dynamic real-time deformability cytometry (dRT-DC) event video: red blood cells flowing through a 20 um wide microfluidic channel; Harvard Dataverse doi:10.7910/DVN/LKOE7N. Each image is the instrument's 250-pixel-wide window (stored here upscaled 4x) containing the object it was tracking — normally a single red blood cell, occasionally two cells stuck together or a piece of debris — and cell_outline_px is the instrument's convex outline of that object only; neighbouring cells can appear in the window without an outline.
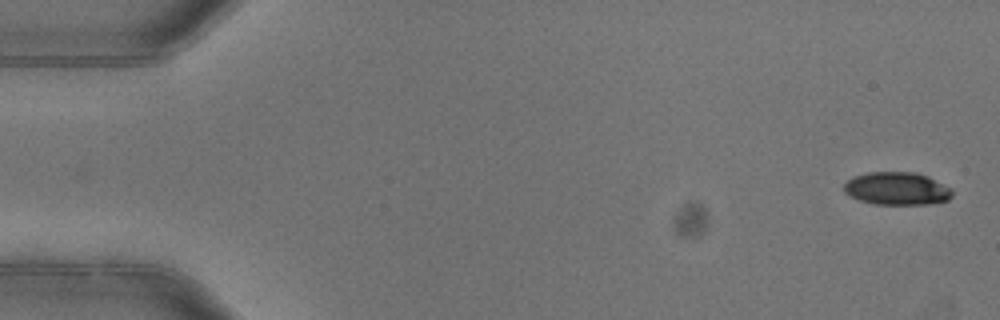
{"species": "common noctule bat (a hibernating species)", "species_latin": "Nyctalus noctula", "temperature_condition": "warm", "stored_images_in_passage": 5, "camera_frame_rate_fps": 3000, "um_per_image_px": 0.085, "animal": {"sex": "female"}, "frame": {"image": 1, "passage_image": 1, "time_ms": 0.0, "image_size_px": [1000, 320], "cell_outline_px": [[952, 196], [948, 200], [928, 204], [876, 204], [860, 200], [848, 196], [844, 192], [844, 184], [852, 176], [868, 172], [916, 172], [928, 176], [952, 188]], "centroid_in_image_um": [76.23, 16.02], "position_along_channel_um": 8.8, "area_um2": 20.87}}
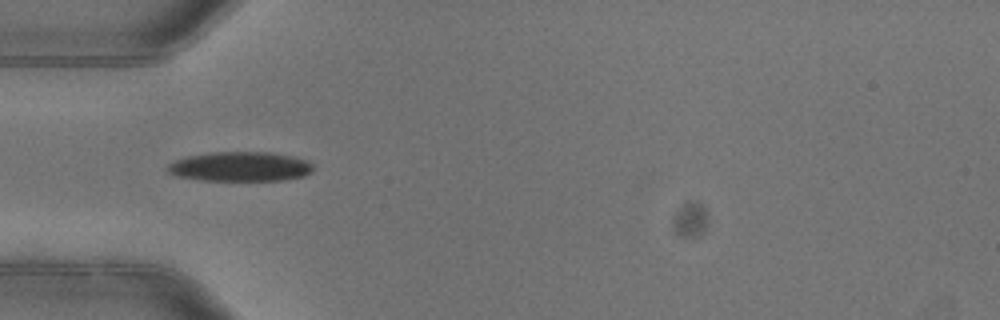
{"frame": {"image": 2, "passage_image": 5, "time_ms": 1.333, "image_size_px": [1000, 320], "cell_outline_px": [[312, 172], [304, 176], [284, 180], [200, 180], [176, 176], [168, 172], [168, 164], [176, 160], [188, 156], [212, 152], [268, 152], [292, 156], [308, 160], [312, 164]], "centroid_in_image_um": [20.44, 14.16], "position_along_channel_um": 64.6, "area_um2": 25.03}}